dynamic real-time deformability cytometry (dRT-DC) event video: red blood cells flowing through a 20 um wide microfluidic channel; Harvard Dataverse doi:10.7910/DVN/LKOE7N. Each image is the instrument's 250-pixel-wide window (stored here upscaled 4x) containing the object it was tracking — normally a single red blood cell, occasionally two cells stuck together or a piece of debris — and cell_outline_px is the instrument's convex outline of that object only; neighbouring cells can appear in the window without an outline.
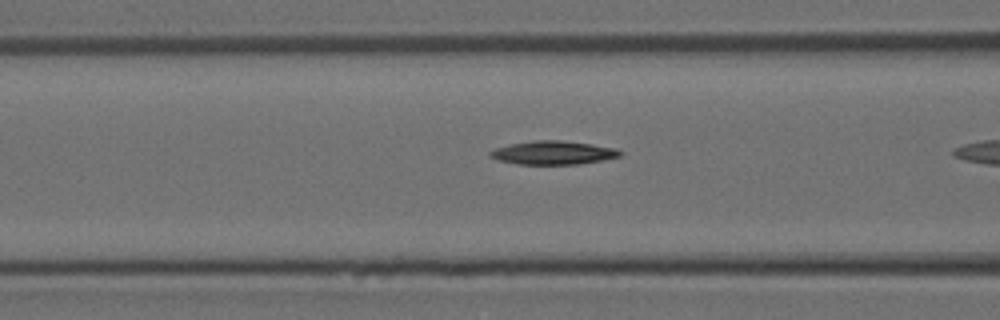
{"species": "Egyptian fruit bat (a non-hibernating species)", "species_latin": "Rousettus aegyptiacus", "temperature_condition": "room temperature", "stored_images_in_passage": 8, "camera_frame_rate_fps": 3000, "um_per_image_px": 0.085, "animal": {"sex": "female"}, "frame": {"image": 1, "passage_image": 7, "time_ms": 2.0, "image_size_px": [1000, 320], "cell_outline_px": [[624, 152], [620, 156], [600, 160], [576, 164], [516, 164], [500, 160], [488, 156], [488, 152], [496, 148], [512, 144], [536, 140], [564, 140], [592, 144], [616, 148]], "centroid_in_image_um": [47.03, 12.97], "position_along_channel_um": 119.6, "area_um2": 17.69}}